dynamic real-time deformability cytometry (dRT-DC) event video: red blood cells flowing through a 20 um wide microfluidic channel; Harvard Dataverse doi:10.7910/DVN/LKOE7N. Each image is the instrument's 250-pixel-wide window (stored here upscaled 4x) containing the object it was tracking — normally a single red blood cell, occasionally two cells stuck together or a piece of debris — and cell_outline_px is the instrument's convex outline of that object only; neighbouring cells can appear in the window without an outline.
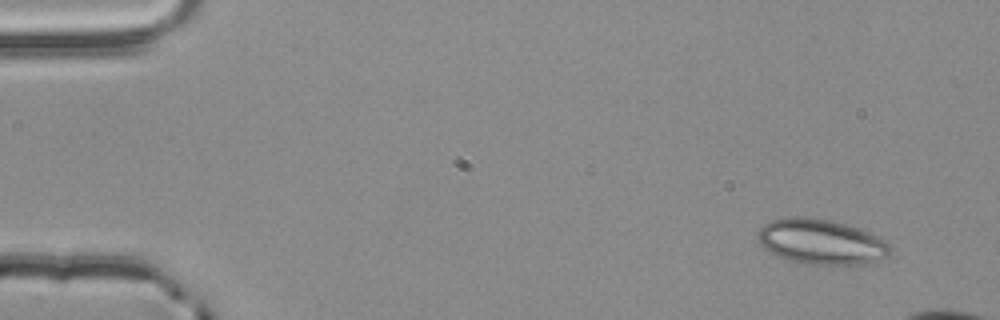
{"species": "common noctule bat (a hibernating species)", "species_latin": "Nyctalus noctula", "temperature_condition": "room temperature", "stored_images_in_passage": 4, "camera_frame_rate_fps": 3000, "um_per_image_px": 0.085, "animal": {"sex": "male", "body_mass_g": 20.4}, "frame": {"image": 1, "passage_image": 1, "time_ms": 0.0, "image_size_px": [1000, 320], "cell_outline_px": [[888, 256], [860, 264], [804, 264], [784, 260], [768, 252], [760, 244], [756, 232], [764, 224], [772, 220], [788, 216], [804, 216], [828, 220], [844, 224], [868, 232], [884, 240], [888, 244]], "centroid_in_image_um": [69.68, 20.55], "position_along_channel_um": 15.3, "area_um2": 34.62}}